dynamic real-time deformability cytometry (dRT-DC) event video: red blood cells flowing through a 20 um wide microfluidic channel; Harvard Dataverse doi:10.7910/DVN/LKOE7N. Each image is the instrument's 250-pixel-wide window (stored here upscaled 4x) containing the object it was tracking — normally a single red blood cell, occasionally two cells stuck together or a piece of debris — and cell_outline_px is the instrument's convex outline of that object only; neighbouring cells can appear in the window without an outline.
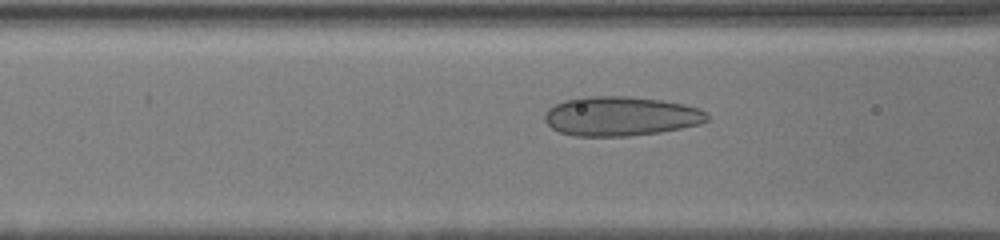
{"species": "human", "species_latin": "Homo sapiens", "temperature_condition": "cold", "stored_images_in_passage": 7, "camera_frame_rate_fps": 3000, "um_per_image_px": 0.085, "donor": {"sex": "male"}, "frame": {"image": 1, "passage_image": 6, "time_ms": 1.667, "image_size_px": [1000, 240], "cell_outline_px": [[708, 120], [700, 124], [660, 132], [628, 136], [576, 136], [560, 132], [552, 128], [544, 120], [544, 112], [548, 108], [564, 100], [580, 96], [628, 96], [660, 100], [684, 104], [696, 108], [704, 112], [708, 116]], "centroid_in_image_um": [52.71, 9.87], "position_along_channel_um": 113.9, "area_um2": 37.28}}